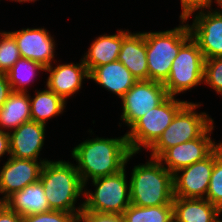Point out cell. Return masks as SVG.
Instances as JSON below:
<instances>
[{
  "mask_svg": "<svg viewBox=\"0 0 222 222\" xmlns=\"http://www.w3.org/2000/svg\"><path fill=\"white\" fill-rule=\"evenodd\" d=\"M118 61L131 72L137 81L149 80L144 32H130L123 39Z\"/></svg>",
  "mask_w": 222,
  "mask_h": 222,
  "instance_id": "17",
  "label": "cell"
},
{
  "mask_svg": "<svg viewBox=\"0 0 222 222\" xmlns=\"http://www.w3.org/2000/svg\"><path fill=\"white\" fill-rule=\"evenodd\" d=\"M0 222H23V216L10 210L4 203H0Z\"/></svg>",
  "mask_w": 222,
  "mask_h": 222,
  "instance_id": "32",
  "label": "cell"
},
{
  "mask_svg": "<svg viewBox=\"0 0 222 222\" xmlns=\"http://www.w3.org/2000/svg\"><path fill=\"white\" fill-rule=\"evenodd\" d=\"M47 161L46 159L38 161L9 156L0 170V193L4 195L0 198V203L13 193L39 181L43 165Z\"/></svg>",
  "mask_w": 222,
  "mask_h": 222,
  "instance_id": "13",
  "label": "cell"
},
{
  "mask_svg": "<svg viewBox=\"0 0 222 222\" xmlns=\"http://www.w3.org/2000/svg\"><path fill=\"white\" fill-rule=\"evenodd\" d=\"M46 125L28 121L9 132L10 157L38 160L44 145Z\"/></svg>",
  "mask_w": 222,
  "mask_h": 222,
  "instance_id": "15",
  "label": "cell"
},
{
  "mask_svg": "<svg viewBox=\"0 0 222 222\" xmlns=\"http://www.w3.org/2000/svg\"><path fill=\"white\" fill-rule=\"evenodd\" d=\"M15 39L20 56L38 62L47 68L55 56V41L44 28H22L9 32Z\"/></svg>",
  "mask_w": 222,
  "mask_h": 222,
  "instance_id": "14",
  "label": "cell"
},
{
  "mask_svg": "<svg viewBox=\"0 0 222 222\" xmlns=\"http://www.w3.org/2000/svg\"><path fill=\"white\" fill-rule=\"evenodd\" d=\"M203 83L222 95V57L205 59Z\"/></svg>",
  "mask_w": 222,
  "mask_h": 222,
  "instance_id": "28",
  "label": "cell"
},
{
  "mask_svg": "<svg viewBox=\"0 0 222 222\" xmlns=\"http://www.w3.org/2000/svg\"><path fill=\"white\" fill-rule=\"evenodd\" d=\"M12 1H17L19 3H22V2H35L37 0H12Z\"/></svg>",
  "mask_w": 222,
  "mask_h": 222,
  "instance_id": "35",
  "label": "cell"
},
{
  "mask_svg": "<svg viewBox=\"0 0 222 222\" xmlns=\"http://www.w3.org/2000/svg\"><path fill=\"white\" fill-rule=\"evenodd\" d=\"M39 70L45 71V67L38 62L21 57L6 73L12 90L14 92H28L26 87L29 86V83L34 82L32 80L37 76Z\"/></svg>",
  "mask_w": 222,
  "mask_h": 222,
  "instance_id": "24",
  "label": "cell"
},
{
  "mask_svg": "<svg viewBox=\"0 0 222 222\" xmlns=\"http://www.w3.org/2000/svg\"><path fill=\"white\" fill-rule=\"evenodd\" d=\"M54 68V69H53ZM49 72L46 87L59 95L65 102L82 87L83 79H89V72L81 58L80 63L60 64L45 68Z\"/></svg>",
  "mask_w": 222,
  "mask_h": 222,
  "instance_id": "16",
  "label": "cell"
},
{
  "mask_svg": "<svg viewBox=\"0 0 222 222\" xmlns=\"http://www.w3.org/2000/svg\"><path fill=\"white\" fill-rule=\"evenodd\" d=\"M174 222H219L222 212L205 198L174 197Z\"/></svg>",
  "mask_w": 222,
  "mask_h": 222,
  "instance_id": "20",
  "label": "cell"
},
{
  "mask_svg": "<svg viewBox=\"0 0 222 222\" xmlns=\"http://www.w3.org/2000/svg\"><path fill=\"white\" fill-rule=\"evenodd\" d=\"M125 168L118 173L93 179L92 184L96 189L93 193L84 188L83 196L86 200L83 209L97 213L123 214L131 204Z\"/></svg>",
  "mask_w": 222,
  "mask_h": 222,
  "instance_id": "7",
  "label": "cell"
},
{
  "mask_svg": "<svg viewBox=\"0 0 222 222\" xmlns=\"http://www.w3.org/2000/svg\"><path fill=\"white\" fill-rule=\"evenodd\" d=\"M71 152L84 187L89 179L118 173L135 155L129 149L126 134L118 138L86 139Z\"/></svg>",
  "mask_w": 222,
  "mask_h": 222,
  "instance_id": "1",
  "label": "cell"
},
{
  "mask_svg": "<svg viewBox=\"0 0 222 222\" xmlns=\"http://www.w3.org/2000/svg\"><path fill=\"white\" fill-rule=\"evenodd\" d=\"M219 6H222V0H219V2H218V7Z\"/></svg>",
  "mask_w": 222,
  "mask_h": 222,
  "instance_id": "36",
  "label": "cell"
},
{
  "mask_svg": "<svg viewBox=\"0 0 222 222\" xmlns=\"http://www.w3.org/2000/svg\"><path fill=\"white\" fill-rule=\"evenodd\" d=\"M20 58L14 37L9 32H0V72L7 73Z\"/></svg>",
  "mask_w": 222,
  "mask_h": 222,
  "instance_id": "27",
  "label": "cell"
},
{
  "mask_svg": "<svg viewBox=\"0 0 222 222\" xmlns=\"http://www.w3.org/2000/svg\"><path fill=\"white\" fill-rule=\"evenodd\" d=\"M51 210L73 213L77 218L83 209L77 198L84 193V185L74 164L65 160L50 161L43 165L40 179Z\"/></svg>",
  "mask_w": 222,
  "mask_h": 222,
  "instance_id": "2",
  "label": "cell"
},
{
  "mask_svg": "<svg viewBox=\"0 0 222 222\" xmlns=\"http://www.w3.org/2000/svg\"><path fill=\"white\" fill-rule=\"evenodd\" d=\"M180 20L182 25L174 29L144 32L149 80L164 83L180 48L191 38L187 21L182 16Z\"/></svg>",
  "mask_w": 222,
  "mask_h": 222,
  "instance_id": "4",
  "label": "cell"
},
{
  "mask_svg": "<svg viewBox=\"0 0 222 222\" xmlns=\"http://www.w3.org/2000/svg\"><path fill=\"white\" fill-rule=\"evenodd\" d=\"M12 92L13 90L8 81L6 73L0 72V108L7 101Z\"/></svg>",
  "mask_w": 222,
  "mask_h": 222,
  "instance_id": "31",
  "label": "cell"
},
{
  "mask_svg": "<svg viewBox=\"0 0 222 222\" xmlns=\"http://www.w3.org/2000/svg\"><path fill=\"white\" fill-rule=\"evenodd\" d=\"M187 102L168 96L160 105L140 117L129 128L130 131L126 133L131 153H139L142 147L148 150L171 124L176 113Z\"/></svg>",
  "mask_w": 222,
  "mask_h": 222,
  "instance_id": "6",
  "label": "cell"
},
{
  "mask_svg": "<svg viewBox=\"0 0 222 222\" xmlns=\"http://www.w3.org/2000/svg\"><path fill=\"white\" fill-rule=\"evenodd\" d=\"M6 153L10 155L9 132L0 129V158Z\"/></svg>",
  "mask_w": 222,
  "mask_h": 222,
  "instance_id": "33",
  "label": "cell"
},
{
  "mask_svg": "<svg viewBox=\"0 0 222 222\" xmlns=\"http://www.w3.org/2000/svg\"><path fill=\"white\" fill-rule=\"evenodd\" d=\"M182 12H186L189 8L200 5H212V0H180Z\"/></svg>",
  "mask_w": 222,
  "mask_h": 222,
  "instance_id": "34",
  "label": "cell"
},
{
  "mask_svg": "<svg viewBox=\"0 0 222 222\" xmlns=\"http://www.w3.org/2000/svg\"><path fill=\"white\" fill-rule=\"evenodd\" d=\"M220 9L213 10L211 5H200L189 8L180 15L187 21L199 10L188 27L191 38L197 43L205 59L222 57V6Z\"/></svg>",
  "mask_w": 222,
  "mask_h": 222,
  "instance_id": "9",
  "label": "cell"
},
{
  "mask_svg": "<svg viewBox=\"0 0 222 222\" xmlns=\"http://www.w3.org/2000/svg\"><path fill=\"white\" fill-rule=\"evenodd\" d=\"M213 128L214 125L199 138L170 147L158 160L170 173L174 174L181 168L205 159L220 145L211 140Z\"/></svg>",
  "mask_w": 222,
  "mask_h": 222,
  "instance_id": "12",
  "label": "cell"
},
{
  "mask_svg": "<svg viewBox=\"0 0 222 222\" xmlns=\"http://www.w3.org/2000/svg\"><path fill=\"white\" fill-rule=\"evenodd\" d=\"M126 222H172V204L142 207L130 204L123 212Z\"/></svg>",
  "mask_w": 222,
  "mask_h": 222,
  "instance_id": "25",
  "label": "cell"
},
{
  "mask_svg": "<svg viewBox=\"0 0 222 222\" xmlns=\"http://www.w3.org/2000/svg\"><path fill=\"white\" fill-rule=\"evenodd\" d=\"M31 120L46 125L47 120L63 113L66 102L48 87L29 98Z\"/></svg>",
  "mask_w": 222,
  "mask_h": 222,
  "instance_id": "23",
  "label": "cell"
},
{
  "mask_svg": "<svg viewBox=\"0 0 222 222\" xmlns=\"http://www.w3.org/2000/svg\"><path fill=\"white\" fill-rule=\"evenodd\" d=\"M79 222H126L122 214L97 213L82 209Z\"/></svg>",
  "mask_w": 222,
  "mask_h": 222,
  "instance_id": "30",
  "label": "cell"
},
{
  "mask_svg": "<svg viewBox=\"0 0 222 222\" xmlns=\"http://www.w3.org/2000/svg\"><path fill=\"white\" fill-rule=\"evenodd\" d=\"M30 94L12 92L0 108V129H16L24 122L31 120Z\"/></svg>",
  "mask_w": 222,
  "mask_h": 222,
  "instance_id": "22",
  "label": "cell"
},
{
  "mask_svg": "<svg viewBox=\"0 0 222 222\" xmlns=\"http://www.w3.org/2000/svg\"><path fill=\"white\" fill-rule=\"evenodd\" d=\"M168 96L163 83L139 80L120 98L123 111L120 120L130 128L140 117L160 105Z\"/></svg>",
  "mask_w": 222,
  "mask_h": 222,
  "instance_id": "10",
  "label": "cell"
},
{
  "mask_svg": "<svg viewBox=\"0 0 222 222\" xmlns=\"http://www.w3.org/2000/svg\"><path fill=\"white\" fill-rule=\"evenodd\" d=\"M3 203L23 217L51 210L40 180L13 193Z\"/></svg>",
  "mask_w": 222,
  "mask_h": 222,
  "instance_id": "21",
  "label": "cell"
},
{
  "mask_svg": "<svg viewBox=\"0 0 222 222\" xmlns=\"http://www.w3.org/2000/svg\"><path fill=\"white\" fill-rule=\"evenodd\" d=\"M213 166L214 151L205 159L176 171L173 174L174 197L206 198Z\"/></svg>",
  "mask_w": 222,
  "mask_h": 222,
  "instance_id": "11",
  "label": "cell"
},
{
  "mask_svg": "<svg viewBox=\"0 0 222 222\" xmlns=\"http://www.w3.org/2000/svg\"><path fill=\"white\" fill-rule=\"evenodd\" d=\"M78 218L73 213L50 210L48 212L32 214L23 217V222H77Z\"/></svg>",
  "mask_w": 222,
  "mask_h": 222,
  "instance_id": "29",
  "label": "cell"
},
{
  "mask_svg": "<svg viewBox=\"0 0 222 222\" xmlns=\"http://www.w3.org/2000/svg\"><path fill=\"white\" fill-rule=\"evenodd\" d=\"M205 58L197 43L190 38L172 62L167 80L163 83L169 96H176L203 84Z\"/></svg>",
  "mask_w": 222,
  "mask_h": 222,
  "instance_id": "8",
  "label": "cell"
},
{
  "mask_svg": "<svg viewBox=\"0 0 222 222\" xmlns=\"http://www.w3.org/2000/svg\"><path fill=\"white\" fill-rule=\"evenodd\" d=\"M134 166L131 172V204L142 207L172 204L173 174L155 158Z\"/></svg>",
  "mask_w": 222,
  "mask_h": 222,
  "instance_id": "3",
  "label": "cell"
},
{
  "mask_svg": "<svg viewBox=\"0 0 222 222\" xmlns=\"http://www.w3.org/2000/svg\"><path fill=\"white\" fill-rule=\"evenodd\" d=\"M205 199L222 212V142L214 150V166Z\"/></svg>",
  "mask_w": 222,
  "mask_h": 222,
  "instance_id": "26",
  "label": "cell"
},
{
  "mask_svg": "<svg viewBox=\"0 0 222 222\" xmlns=\"http://www.w3.org/2000/svg\"><path fill=\"white\" fill-rule=\"evenodd\" d=\"M129 33V30H117V34H104L95 38L82 58L88 72L95 67L117 61L123 39Z\"/></svg>",
  "mask_w": 222,
  "mask_h": 222,
  "instance_id": "19",
  "label": "cell"
},
{
  "mask_svg": "<svg viewBox=\"0 0 222 222\" xmlns=\"http://www.w3.org/2000/svg\"><path fill=\"white\" fill-rule=\"evenodd\" d=\"M201 104L187 102L174 116L171 124L148 149L151 158L158 159L167 149L201 137L214 123L205 112L198 114Z\"/></svg>",
  "mask_w": 222,
  "mask_h": 222,
  "instance_id": "5",
  "label": "cell"
},
{
  "mask_svg": "<svg viewBox=\"0 0 222 222\" xmlns=\"http://www.w3.org/2000/svg\"><path fill=\"white\" fill-rule=\"evenodd\" d=\"M89 79L94 80L102 88L111 91L119 98L137 82L131 72L118 60L93 68L89 72Z\"/></svg>",
  "mask_w": 222,
  "mask_h": 222,
  "instance_id": "18",
  "label": "cell"
}]
</instances>
